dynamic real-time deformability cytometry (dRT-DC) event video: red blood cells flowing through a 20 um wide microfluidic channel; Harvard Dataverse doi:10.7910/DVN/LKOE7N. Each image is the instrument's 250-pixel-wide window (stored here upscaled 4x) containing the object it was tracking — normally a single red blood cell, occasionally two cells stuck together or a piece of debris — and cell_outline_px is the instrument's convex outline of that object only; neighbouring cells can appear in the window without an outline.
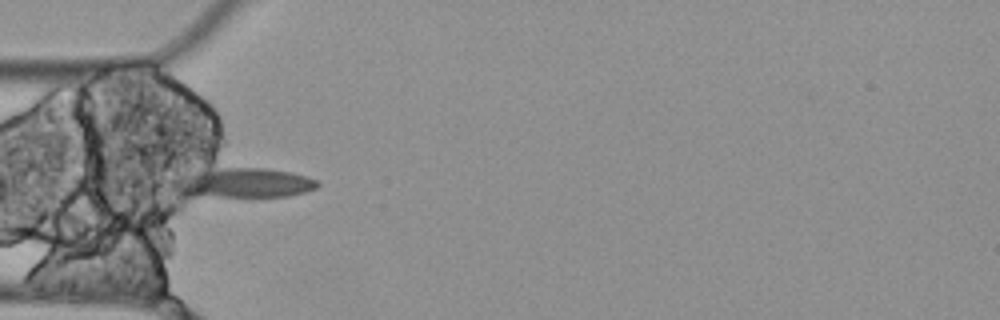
{"species": "Egyptian fruit bat (a non-hibernating species)", "species_latin": "Rousettus aegyptiacus", "temperature_condition": "cold", "stored_images_in_passage": 14, "camera_frame_rate_fps": 3000, "um_per_image_px": 0.085, "animal": {"sex": "female"}, "frame": {"image": 1, "passage_image": 4, "time_ms": 1.0, "image_size_px": [1000, 320], "cell_outline_px": [[320, 184], [316, 188], [304, 192], [288, 196], [192, 196], [180, 184], [188, 176], [196, 172], [224, 168], [264, 168], [292, 172], [308, 176], [316, 180]], "centroid_in_image_um": [21.05, 15.54], "position_along_channel_um": 64.0, "area_um2": 23.24}}
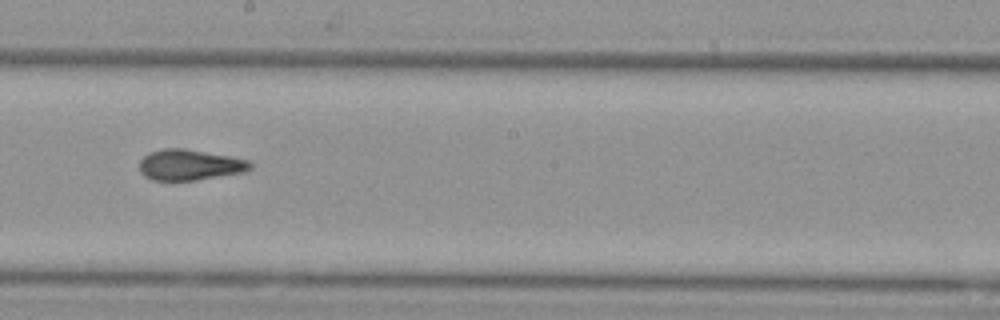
{"frame": {"image": 2, "passage_image": 8, "time_ms": 2.333, "image_size_px": [1000, 320], "cell_outline_px": [[252, 168], [244, 172], [196, 180], [152, 180], [144, 176], [140, 172], [140, 160], [148, 152], [164, 148], [184, 148], [228, 156], [248, 160], [252, 164]], "centroid_in_image_um": [16.1, 14.01], "position_along_channel_um": 232.1, "area_um2": 19.83}}
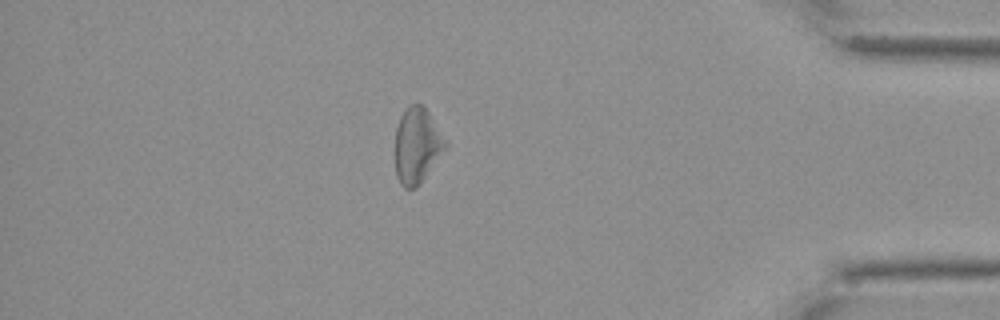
{"frame": {"image": 3, "passage_image": 13, "time_ms": 4.0, "image_size_px": [1000, 320], "cell_outline_px": [[448, 144], [416, 188], [404, 188], [400, 184], [396, 176], [396, 128], [400, 116], [404, 108], [408, 104], [420, 104], [428, 112]], "centroid_in_image_um": [35.41, 12.35], "position_along_channel_um": 399.8, "area_um2": 21.68}}